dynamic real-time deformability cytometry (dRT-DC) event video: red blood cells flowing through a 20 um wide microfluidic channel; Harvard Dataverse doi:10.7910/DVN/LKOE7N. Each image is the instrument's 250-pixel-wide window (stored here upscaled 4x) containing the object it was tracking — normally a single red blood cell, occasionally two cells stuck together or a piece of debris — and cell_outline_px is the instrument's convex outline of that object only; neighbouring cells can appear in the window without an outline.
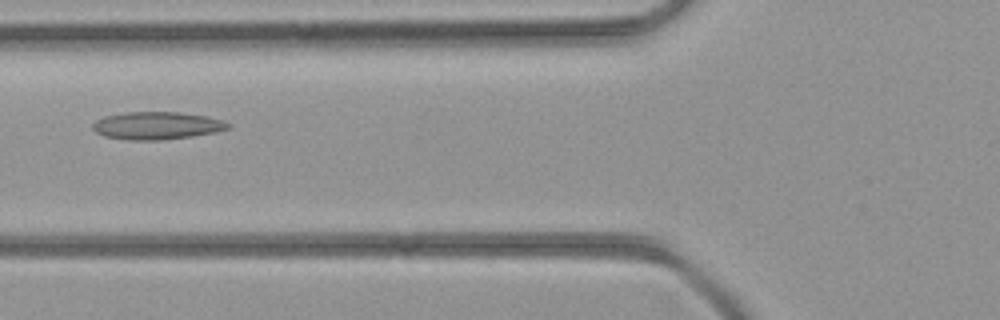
{"species": "common noctule bat (a hibernating species)", "species_latin": "Nyctalus noctula", "temperature_condition": "room temperature", "stored_images_in_passage": 43, "camera_frame_rate_fps": 3000, "um_per_image_px": 0.085, "animal": {"sex": "female", "body_mass_g": 21.9}, "frame": {"image": 1, "passage_image": 17, "time_ms": 5.333, "image_size_px": [1000, 320], "cell_outline_px": [[232, 124], [228, 128], [216, 132], [192, 136], [164, 140], [128, 140], [104, 136], [96, 132], [92, 128], [92, 124], [96, 120], [104, 116], [124, 112], [176, 112], [208, 116], [224, 120]], "centroid_in_image_um": [13.34, 10.67], "position_along_channel_um": 112.5, "area_um2": 21.96}}
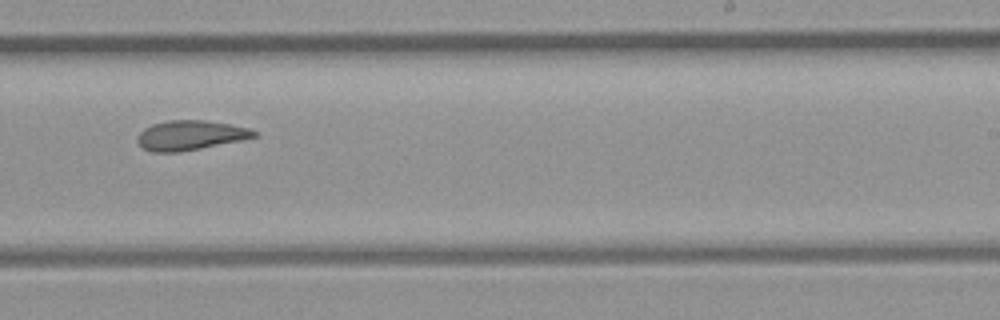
{"frame": {"image": 2, "passage_image": 27, "time_ms": 8.667, "image_size_px": [1000, 320], "cell_outline_px": [[256, 136], [244, 140], [180, 152], [152, 152], [144, 148], [136, 140], [136, 136], [144, 128], [152, 124], [168, 120], [204, 120], [228, 124], [248, 128], [256, 132]], "centroid_in_image_um": [16.15, 11.5], "position_along_channel_um": 272.9, "area_um2": 20.11}}
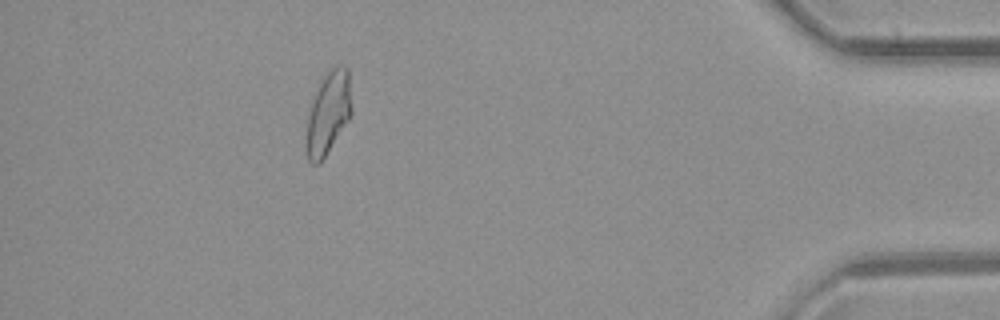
{"frame": {"image": 3, "passage_image": 39, "time_ms": 12.667, "image_size_px": [1000, 320], "cell_outline_px": [[352, 112], [348, 120], [324, 156], [316, 164], [312, 164], [308, 160], [304, 148], [304, 140], [308, 116], [316, 92], [324, 76], [336, 64], [344, 64], [348, 68], [352, 108]], "centroid_in_image_um": [27.89, 9.6], "position_along_channel_um": 407.3, "area_um2": 21.62}}